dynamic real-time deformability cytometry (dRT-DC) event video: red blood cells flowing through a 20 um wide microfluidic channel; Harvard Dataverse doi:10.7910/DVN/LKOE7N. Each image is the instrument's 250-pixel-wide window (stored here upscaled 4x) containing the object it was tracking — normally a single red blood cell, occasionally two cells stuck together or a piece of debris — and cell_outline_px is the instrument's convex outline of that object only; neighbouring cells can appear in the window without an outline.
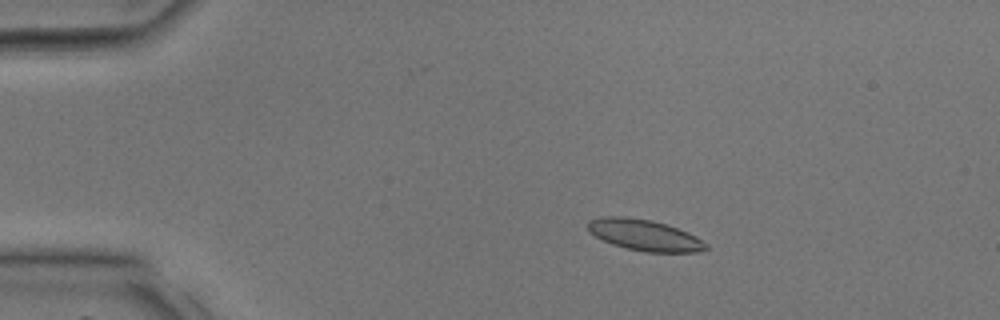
{"species": "common noctule bat (a hibernating species)", "species_latin": "Nyctalus noctula", "temperature_condition": "room temperature", "stored_images_in_passage": 39, "camera_frame_rate_fps": 3000, "um_per_image_px": 0.085, "animal": {"sex": "male", "body_mass_g": 17.9, "forearm_length_mm": 54.2}, "frame": {"image": 1, "passage_image": 8, "time_ms": 2.333, "image_size_px": [1000, 320], "cell_outline_px": [[708, 248], [696, 252], [644, 252], [612, 244], [588, 232], [588, 220], [604, 216], [624, 216], [652, 220], [688, 232], [696, 236], [708, 244]], "centroid_in_image_um": [54.78, 19.98], "position_along_channel_um": 30.2, "area_um2": 21.33}}
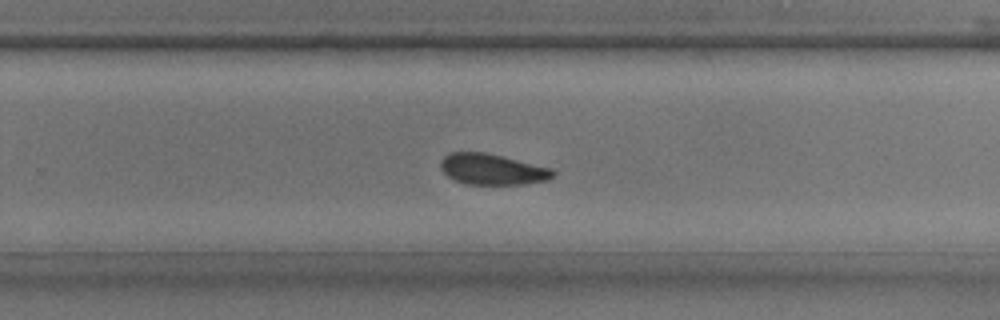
{"frame": {"image": 2, "passage_image": 26, "time_ms": 8.333, "image_size_px": [1000, 320], "cell_outline_px": [[556, 176], [548, 180], [520, 184], [468, 184], [456, 180], [448, 176], [440, 168], [440, 160], [448, 152], [484, 152], [552, 168], [556, 172]], "centroid_in_image_um": [41.85, 14.38], "position_along_channel_um": 288.0, "area_um2": 20.17}}
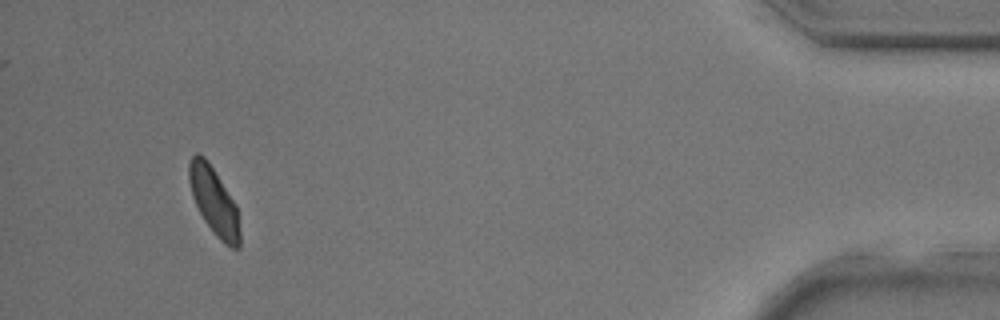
{"frame": {"image": 3, "passage_image": 37, "time_ms": 12.0, "image_size_px": [1000, 320], "cell_outline_px": [[240, 248], [232, 248], [224, 244], [216, 236], [204, 220], [192, 196], [188, 180], [188, 164], [192, 156], [196, 152], [204, 156], [236, 204], [240, 232]], "centroid_in_image_um": [18.18, 17.12], "position_along_channel_um": 417.0, "area_um2": 19.77}}